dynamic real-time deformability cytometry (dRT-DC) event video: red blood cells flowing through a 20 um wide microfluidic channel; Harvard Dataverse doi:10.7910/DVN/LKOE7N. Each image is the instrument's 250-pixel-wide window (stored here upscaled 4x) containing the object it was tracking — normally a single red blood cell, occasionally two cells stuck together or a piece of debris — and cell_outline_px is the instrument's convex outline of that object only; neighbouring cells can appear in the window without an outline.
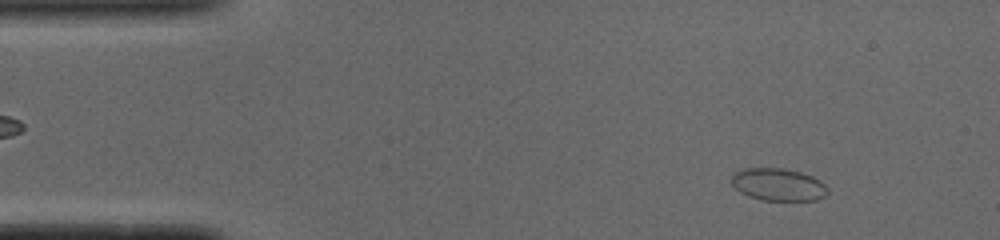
{"species": "common noctule bat (a hibernating species)", "species_latin": "Nyctalus noctula", "temperature_condition": "cold", "stored_images_in_passage": 51, "segment_of_instrument_passage": [1, 2], "camera_frame_rate_fps": 3000, "um_per_image_px": 0.085, "animal": {"sex": "male", "body_mass_g": 19.0, "forearm_length_mm": 50.8}, "frame": {"image": 1, "passage_image": 5, "time_ms": 1.333, "image_size_px": [1000, 240], "cell_outline_px": [[828, 192], [824, 196], [816, 200], [760, 200], [748, 196], [740, 192], [732, 184], [732, 176], [736, 172], [744, 168], [780, 168], [800, 172], [812, 176], [820, 180], [828, 188]], "centroid_in_image_um": [66.15, 15.69], "position_along_channel_um": 18.8, "area_um2": 18.09}}
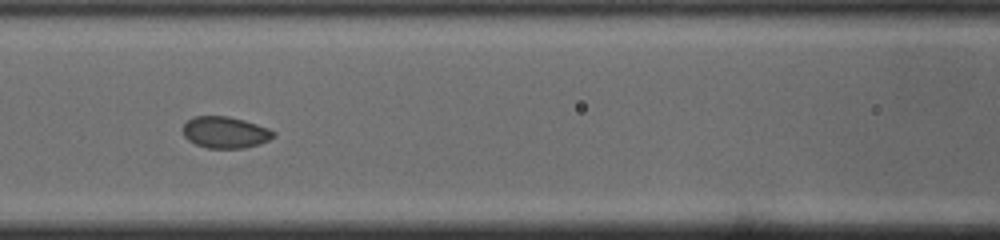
{"frame": {"image": 2, "passage_image": 21, "time_ms": 6.667, "image_size_px": [1000, 240], "cell_outline_px": [[276, 136], [260, 144], [244, 148], [208, 148], [196, 144], [188, 140], [184, 136], [184, 124], [192, 116], [228, 116], [244, 120], [268, 128], [276, 132]], "centroid_in_image_um": [19.16, 11.25], "position_along_channel_um": 147.4, "area_um2": 16.65}}
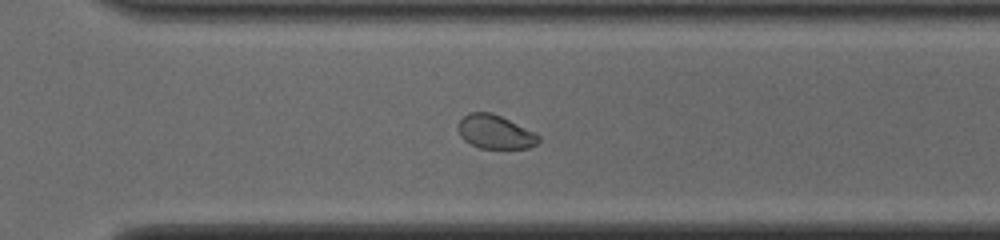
{"frame": {"image": 3, "passage_image": 35, "time_ms": 11.333, "image_size_px": [1000, 240], "cell_outline_px": [[540, 140], [536, 144], [528, 148], [480, 148], [464, 140], [460, 136], [456, 128], [456, 124], [468, 112], [492, 112], [536, 132], [540, 136]], "centroid_in_image_um": [42.07, 11.2], "position_along_channel_um": 328.5, "area_um2": 16.01}}